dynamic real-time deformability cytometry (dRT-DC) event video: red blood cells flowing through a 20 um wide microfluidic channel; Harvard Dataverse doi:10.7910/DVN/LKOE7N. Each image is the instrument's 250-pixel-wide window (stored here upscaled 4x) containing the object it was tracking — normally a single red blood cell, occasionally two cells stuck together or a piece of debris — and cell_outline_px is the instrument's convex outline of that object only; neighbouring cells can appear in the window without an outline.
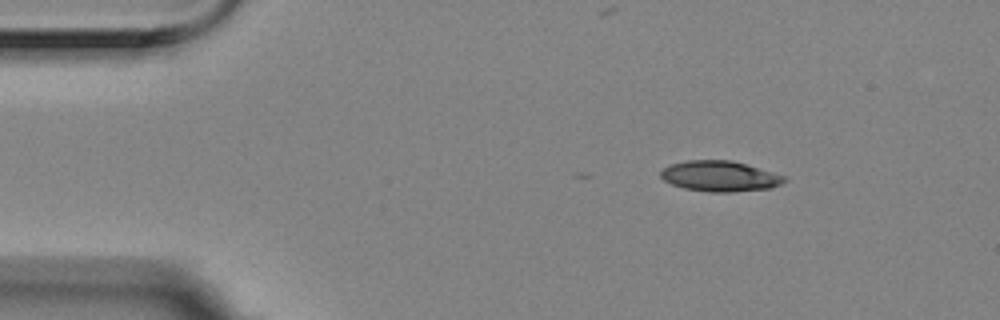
{"species": "Egyptian fruit bat (a non-hibernating species)", "species_latin": "Rousettus aegyptiacus", "temperature_condition": "room temperature", "stored_images_in_passage": 3, "camera_frame_rate_fps": 3000, "um_per_image_px": 0.085, "animal": {"sex": "female"}, "frame": {"image": 1, "passage_image": 1, "time_ms": 0.0, "image_size_px": [1000, 320], "cell_outline_px": [[788, 180], [772, 188], [736, 192], [708, 192], [684, 188], [672, 184], [664, 180], [660, 176], [660, 172], [664, 168], [672, 164], [688, 160], [732, 160], [772, 172], [784, 176]], "centroid_in_image_um": [61.2, 14.98], "position_along_channel_um": 23.8, "area_um2": 21.96}}